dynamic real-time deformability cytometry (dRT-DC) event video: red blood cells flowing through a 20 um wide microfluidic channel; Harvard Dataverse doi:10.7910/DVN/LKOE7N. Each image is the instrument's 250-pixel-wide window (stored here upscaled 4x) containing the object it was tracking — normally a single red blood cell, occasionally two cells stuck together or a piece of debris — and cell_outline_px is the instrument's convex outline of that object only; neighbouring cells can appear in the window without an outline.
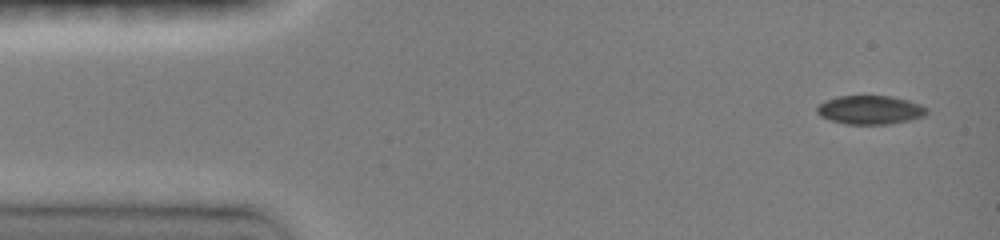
{"species": "common noctule bat (a hibernating species)", "species_latin": "Nyctalus noctula", "temperature_condition": "room temperature", "stored_images_in_passage": 32, "camera_frame_rate_fps": 3000, "um_per_image_px": 0.085, "animal": {"sex": "female", "body_mass_g": 19.0, "forearm_length_mm": 51.5}, "frame": {"image": 1, "passage_image": 1, "time_ms": 0.0, "image_size_px": [1000, 240], "cell_outline_px": [[928, 112], [924, 116], [908, 120], [888, 124], [844, 124], [820, 116], [816, 112], [816, 108], [824, 100], [836, 96], [892, 96], [908, 100], [920, 104], [928, 108]], "centroid_in_image_um": [73.95, 9.33], "position_along_channel_um": 11.0, "area_um2": 18.44}}
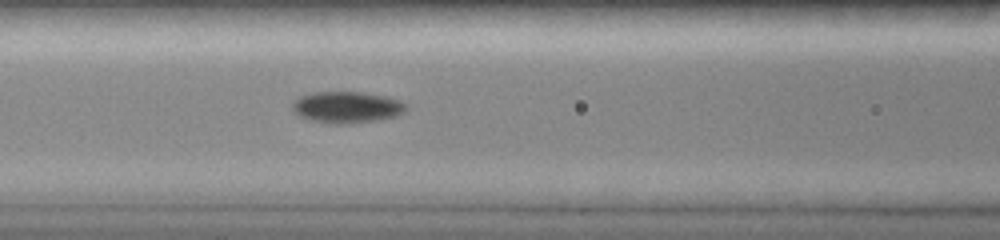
{"frame": {"image": 2, "passage_image": 12, "time_ms": 5.667, "image_size_px": [1000, 240], "cell_outline_px": [[408, 108], [404, 112], [396, 116], [376, 120], [352, 124], [332, 124], [312, 120], [300, 116], [292, 108], [292, 100], [296, 96], [312, 92], [364, 92], [388, 96], [400, 100], [408, 104]], "centroid_in_image_um": [29.49, 9.1], "position_along_channel_um": 137.1, "area_um2": 21.27}}
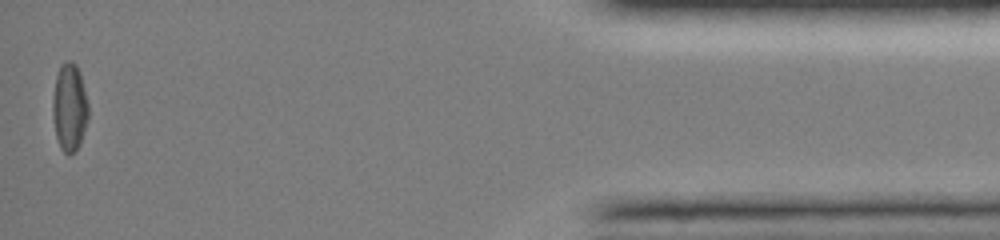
{"frame": {"image": 3, "passage_image": 32, "time_ms": 14.667, "image_size_px": [1000, 240], "cell_outline_px": [[88, 120], [80, 144], [76, 152], [68, 156], [60, 148], [56, 136], [52, 112], [52, 100], [56, 76], [60, 64], [64, 60], [72, 60], [76, 64], [80, 72], [88, 104]], "centroid_in_image_um": [5.91, 9.12], "position_along_channel_um": 429.3, "area_um2": 18.61}, "authors_computed_cell_mechanics": {"area_um2": 19.2185, "velocity_mm_per_s": 4.0353, "shape_relaxation_time_tau1_ms": 4.3656, "shape_relaxation_time_tau2_ms": null, "deformation_change_tau1": 0.1118, "deformation_change_tau2": null}}